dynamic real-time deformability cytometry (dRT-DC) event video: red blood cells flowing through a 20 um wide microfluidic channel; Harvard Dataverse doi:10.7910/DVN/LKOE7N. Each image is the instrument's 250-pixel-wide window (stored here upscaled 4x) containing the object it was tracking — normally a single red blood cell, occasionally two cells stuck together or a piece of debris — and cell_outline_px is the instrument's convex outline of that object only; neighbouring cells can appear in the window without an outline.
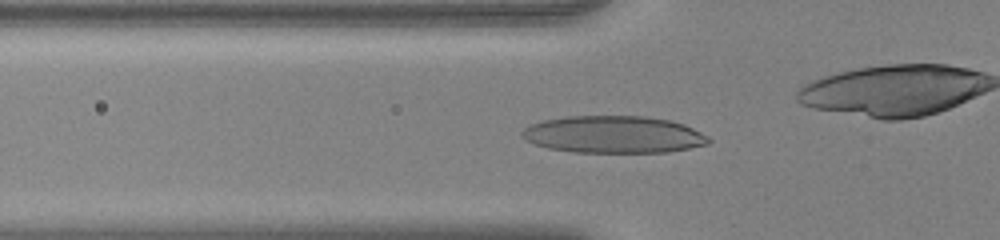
{"species": "human", "species_latin": "Homo sapiens", "temperature_condition": "warm", "stored_images_in_passage": 39, "camera_frame_rate_fps": 3000, "um_per_image_px": 0.085, "donor": {"sex": "female"}, "frame": {"image": 1, "passage_image": 15, "time_ms": 4.667, "image_size_px": [1000, 240], "cell_outline_px": [[712, 140], [708, 144], [668, 152], [572, 152], [548, 148], [524, 140], [520, 136], [520, 132], [528, 124], [544, 120], [568, 116], [644, 116], [668, 120], [684, 124], [708, 136]], "centroid_in_image_um": [52.11, 11.43], "position_along_channel_um": 73.7, "area_um2": 40.52}}
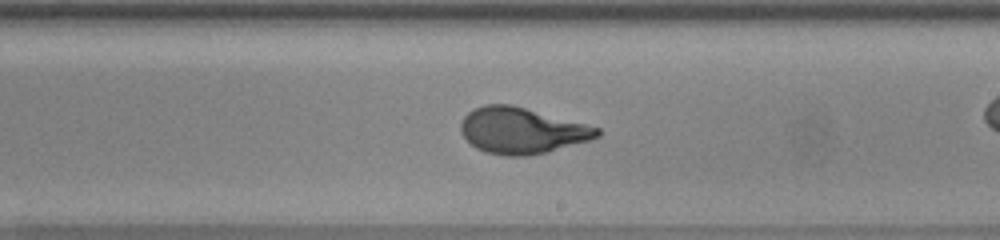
{"frame": {"image": 2, "passage_image": 28, "time_ms": 9.0, "image_size_px": [1000, 240], "cell_outline_px": [[600, 136], [592, 140], [548, 152], [528, 156], [504, 156], [488, 152], [476, 148], [460, 132], [460, 124], [464, 116], [468, 112], [484, 104], [512, 104], [600, 128]], "centroid_in_image_um": [44.36, 11.1], "position_along_channel_um": 244.6, "area_um2": 36.65}}
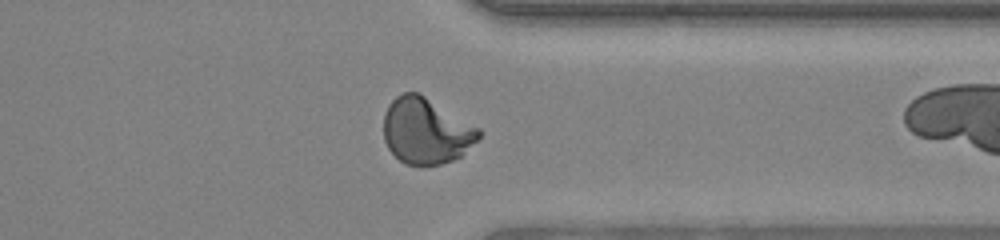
{"frame": {"image": 3, "passage_image": 38, "time_ms": 12.333, "image_size_px": [1000, 240], "cell_outline_px": [[484, 132], [460, 156], [452, 160], [440, 164], [424, 168], [420, 168], [404, 164], [388, 148], [384, 140], [384, 112], [388, 104], [396, 96], [404, 92], [420, 92], [480, 128]], "centroid_in_image_um": [36.2, 11.14], "position_along_channel_um": 375.2, "area_um2": 37.17}}